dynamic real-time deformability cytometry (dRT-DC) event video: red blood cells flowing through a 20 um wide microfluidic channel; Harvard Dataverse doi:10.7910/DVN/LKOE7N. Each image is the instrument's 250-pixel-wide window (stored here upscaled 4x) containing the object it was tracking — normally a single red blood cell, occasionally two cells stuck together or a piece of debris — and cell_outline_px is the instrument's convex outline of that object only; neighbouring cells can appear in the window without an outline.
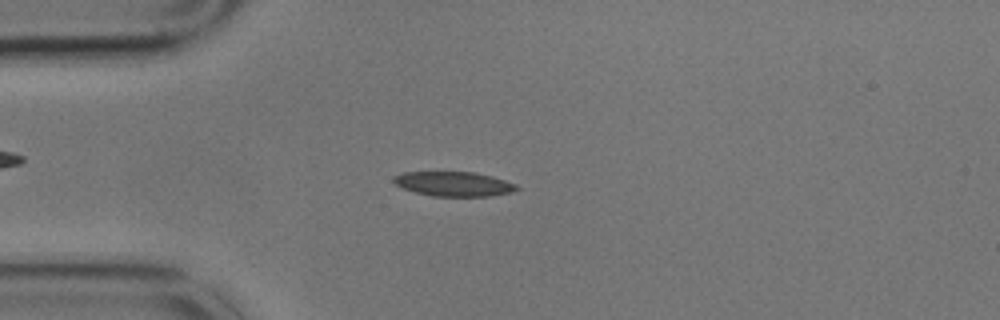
{"species": "common noctule bat (a hibernating species)", "species_latin": "Nyctalus noctula", "temperature_condition": "cold", "stored_images_in_passage": 58, "camera_frame_rate_fps": 3000, "um_per_image_px": 0.085, "animal": {"sex": "male", "body_mass_g": 17.9}, "frame": {"image": 1, "passage_image": 14, "time_ms": 4.333, "image_size_px": [1000, 320], "cell_outline_px": [[520, 188], [512, 192], [492, 196], [432, 196], [416, 192], [404, 188], [396, 184], [392, 180], [392, 176], [404, 172], [472, 172], [492, 176], [516, 184]], "centroid_in_image_um": [38.58, 15.63], "position_along_channel_um": 46.4, "area_um2": 17.57}}
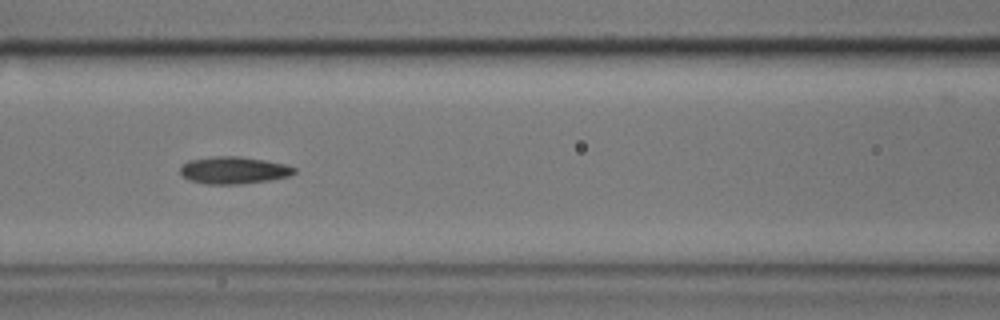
{"frame": {"image": 2, "passage_image": 24, "time_ms": 7.667, "image_size_px": [1000, 320], "cell_outline_px": [[296, 172], [288, 176], [272, 180], [244, 184], [204, 184], [188, 180], [180, 172], [180, 164], [188, 160], [212, 156], [240, 156], [264, 160], [284, 164], [296, 168]], "centroid_in_image_um": [19.83, 14.47], "position_along_channel_um": 146.8, "area_um2": 18.32}}
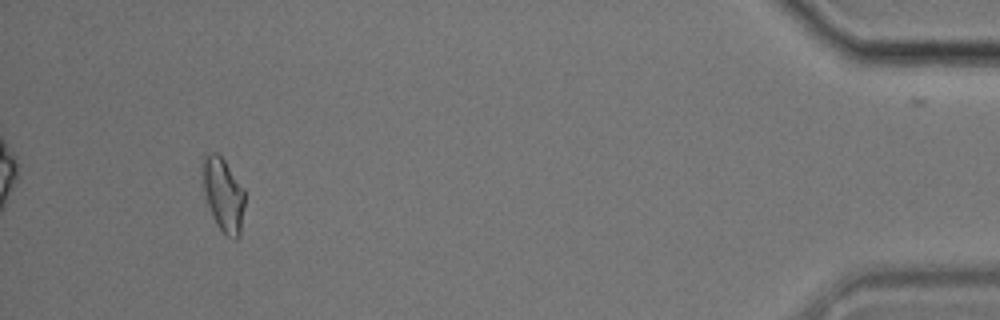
{"frame": {"image": 3, "passage_image": 54, "time_ms": 17.667, "image_size_px": [1000, 320], "cell_outline_px": [[244, 204], [240, 236], [236, 240], [232, 240], [216, 224], [212, 216], [204, 196], [200, 168], [200, 160], [204, 152], [216, 152], [224, 160], [244, 188]], "centroid_in_image_um": [18.93, 16.49], "position_along_channel_um": 416.3, "area_um2": 18.67}, "authors_computed_cell_mechanics": {"area_um2": 17.5712, "velocity_mm_per_s": 3.3947, "shape_relaxation_time_tau1_ms": 5.9653, "shape_relaxation_time_tau2_ms": 9.4513, "deformation_change_tau1": 0.1343, "deformation_change_tau2": 0.1561}}